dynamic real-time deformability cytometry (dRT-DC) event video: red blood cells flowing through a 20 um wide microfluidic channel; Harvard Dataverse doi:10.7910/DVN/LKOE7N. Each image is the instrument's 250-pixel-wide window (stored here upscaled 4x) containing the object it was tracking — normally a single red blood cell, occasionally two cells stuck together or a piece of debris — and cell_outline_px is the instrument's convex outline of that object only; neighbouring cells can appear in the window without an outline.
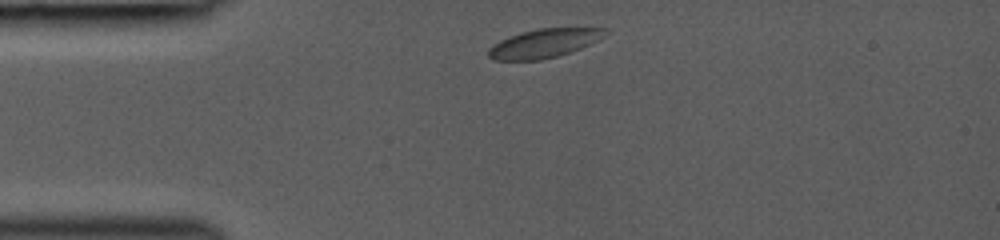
{"species": "common noctule bat (a hibernating species)", "species_latin": "Nyctalus noctula", "temperature_condition": "room temperature", "stored_images_in_passage": 6, "camera_frame_rate_fps": 3000, "um_per_image_px": 0.085, "animal": {"sex": "female", "body_mass_g": 19.0, "forearm_length_mm": 53.3}, "frame": {"image": 1, "passage_image": 1, "time_ms": 0.0, "image_size_px": [1000, 240], "cell_outline_px": [[608, 32], [604, 36], [580, 48], [556, 56], [540, 60], [492, 60], [488, 56], [488, 48], [492, 44], [508, 36], [520, 32], [536, 28], [608, 28]], "centroid_in_image_um": [46.18, 3.67], "position_along_channel_um": 38.8, "area_um2": 19.54}}
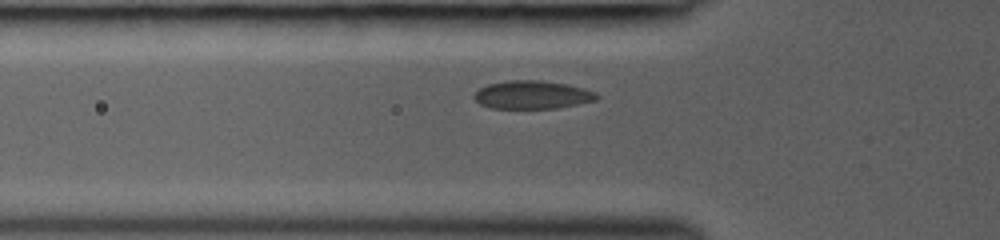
{"frame": {"image": 2, "passage_image": 5, "time_ms": 1.667, "image_size_px": [1000, 240], "cell_outline_px": [[600, 96], [596, 100], [556, 108], [488, 108], [480, 104], [472, 96], [480, 88], [488, 84], [504, 80], [544, 80], [568, 84], [584, 88], [596, 92]], "centroid_in_image_um": [45.24, 8.04], "position_along_channel_um": 80.6, "area_um2": 20.29}}